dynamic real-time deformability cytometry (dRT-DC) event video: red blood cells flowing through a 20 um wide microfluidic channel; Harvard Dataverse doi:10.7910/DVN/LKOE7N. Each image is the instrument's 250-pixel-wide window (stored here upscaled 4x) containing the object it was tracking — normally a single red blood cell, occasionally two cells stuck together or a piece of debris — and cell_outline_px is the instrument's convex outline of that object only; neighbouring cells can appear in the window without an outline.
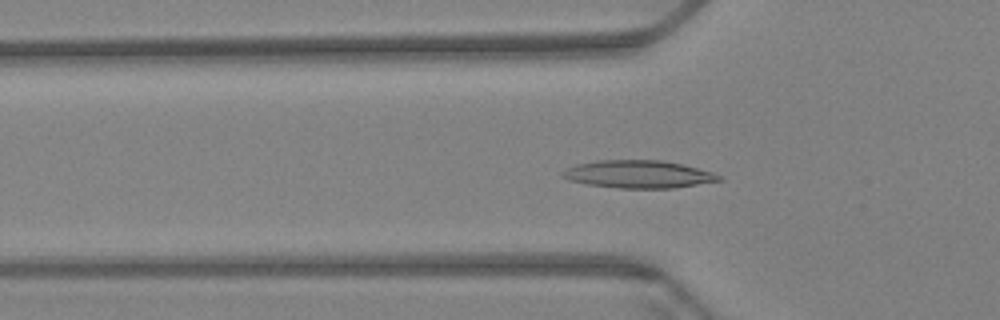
{"species": "Egyptian fruit bat (a non-hibernating species)", "species_latin": "Rousettus aegyptiacus", "temperature_condition": "warm", "stored_images_in_passage": 61, "camera_frame_rate_fps": 3000, "um_per_image_px": 0.085, "animal": {"sex": "female"}, "frame": {"image": 1, "passage_image": 21, "time_ms": 6.667, "image_size_px": [1000, 320], "cell_outline_px": [[724, 180], [672, 188], [616, 188], [588, 184], [568, 180], [560, 176], [560, 172], [576, 164], [596, 160], [660, 160], [680, 164], [712, 172], [720, 176]], "centroid_in_image_um": [54.21, 14.81], "position_along_channel_um": 71.6, "area_um2": 25.14}}
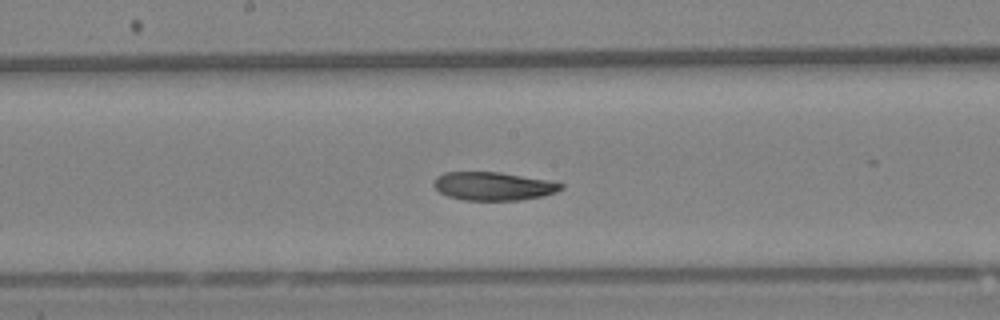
{"frame": {"image": 2, "passage_image": 33, "time_ms": 10.667, "image_size_px": [1000, 320], "cell_outline_px": [[564, 188], [556, 192], [544, 196], [520, 200], [464, 200], [448, 196], [440, 192], [432, 184], [436, 176], [444, 172], [500, 172], [544, 180], [564, 184]], "centroid_in_image_um": [41.91, 15.83], "position_along_channel_um": 206.3, "area_um2": 20.92}}
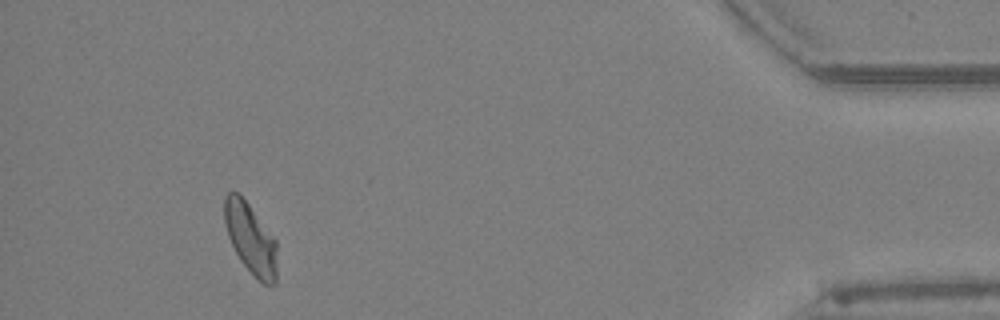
{"frame": {"image": 3, "passage_image": 57, "time_ms": 18.667, "image_size_px": [1000, 320], "cell_outline_px": [[276, 284], [264, 284], [240, 260], [228, 236], [224, 224], [224, 196], [228, 192], [240, 192], [276, 240]], "centroid_in_image_um": [21.28, 20.21], "position_along_channel_um": 413.9, "area_um2": 21.5}, "authors_computed_cell_mechanics": {"area_um2": 22.3108, "velocity_mm_per_s": 3.3729, "shape_relaxation_time_tau1_ms": null, "shape_relaxation_time_tau2_ms": 5.5982, "deformation_change_tau1": null, "deformation_change_tau2": 0.1179}}